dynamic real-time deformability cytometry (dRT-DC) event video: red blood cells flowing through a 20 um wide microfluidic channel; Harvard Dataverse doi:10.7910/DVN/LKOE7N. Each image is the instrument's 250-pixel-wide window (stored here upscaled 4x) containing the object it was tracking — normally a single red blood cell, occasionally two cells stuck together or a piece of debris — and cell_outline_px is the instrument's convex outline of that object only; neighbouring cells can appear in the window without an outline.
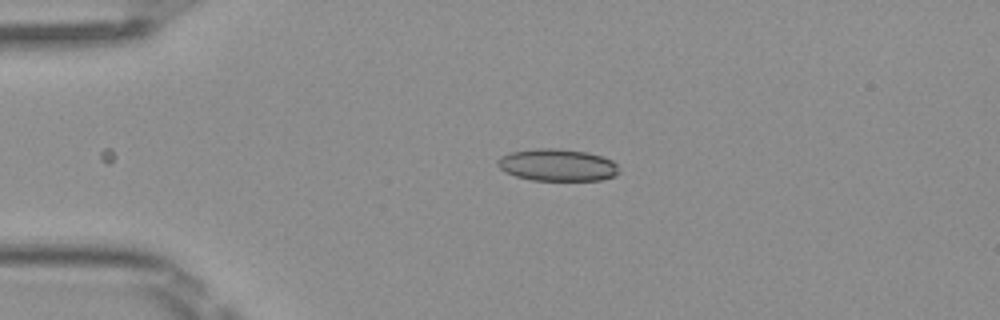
{"species": "Egyptian fruit bat (a non-hibernating species)", "species_latin": "Rousettus aegyptiacus", "temperature_condition": "room temperature", "stored_images_in_passage": 1, "camera_frame_rate_fps": 3000, "um_per_image_px": 0.085, "frame": {"image": 1, "passage_image": 1, "time_ms": 0.0, "image_size_px": [1000, 320], "cell_outline_px": [[620, 172], [616, 176], [600, 180], [532, 180], [516, 176], [504, 172], [496, 164], [496, 160], [500, 156], [512, 152], [536, 148], [556, 148], [588, 152], [612, 160], [616, 164]], "centroid_in_image_um": [47.36, 14.02], "position_along_channel_um": 37.6, "area_um2": 22.83}}